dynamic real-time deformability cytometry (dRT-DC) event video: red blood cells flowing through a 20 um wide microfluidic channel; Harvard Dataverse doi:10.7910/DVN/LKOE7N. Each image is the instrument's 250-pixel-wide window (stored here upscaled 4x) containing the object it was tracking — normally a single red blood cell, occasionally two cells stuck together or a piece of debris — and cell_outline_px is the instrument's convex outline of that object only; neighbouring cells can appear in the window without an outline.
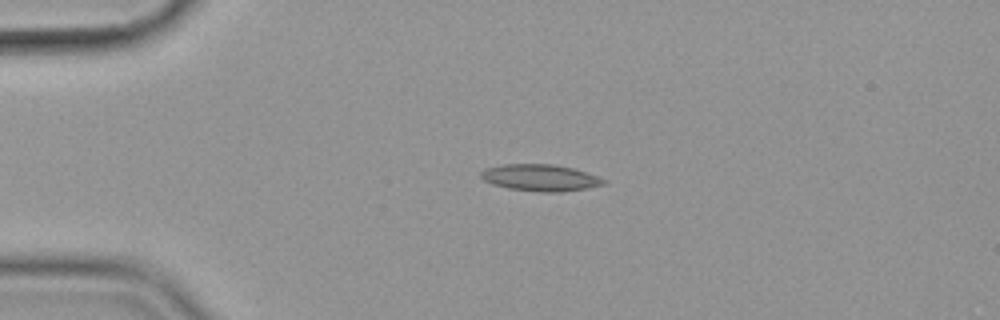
{"species": "common noctule bat (a hibernating species)", "species_latin": "Nyctalus noctula", "temperature_condition": "cold", "stored_images_in_passage": 50, "camera_frame_rate_fps": 3000, "um_per_image_px": 0.085, "animal": {"sex": "female", "body_mass_g": 19.9}, "frame": {"image": 1, "passage_image": 7, "time_ms": 2.0, "image_size_px": [1000, 320], "cell_outline_px": [[608, 184], [588, 188], [560, 192], [540, 192], [508, 188], [492, 184], [484, 180], [480, 176], [480, 172], [488, 168], [504, 164], [552, 164], [572, 168], [608, 180]], "centroid_in_image_um": [45.95, 15.11], "position_along_channel_um": 39.0, "area_um2": 19.02}}
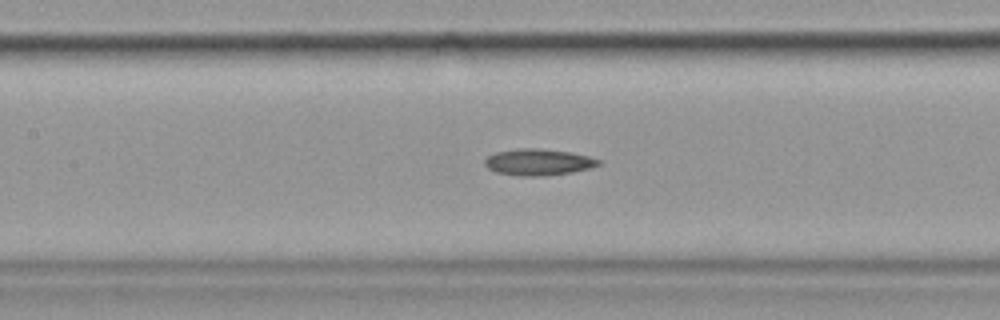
{"frame": {"image": 2, "passage_image": 20, "time_ms": 6.333, "image_size_px": [1000, 320], "cell_outline_px": [[600, 164], [592, 168], [572, 172], [544, 176], [520, 176], [496, 172], [488, 168], [484, 164], [484, 160], [488, 156], [496, 152], [516, 148], [536, 148], [572, 152], [588, 156], [600, 160]], "centroid_in_image_um": [45.76, 13.78], "position_along_channel_um": 161.6, "area_um2": 17.63}}
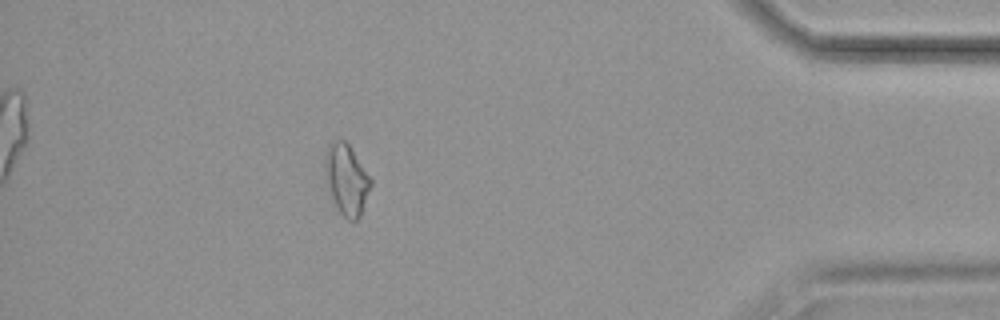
{"frame": {"image": 3, "passage_image": 44, "time_ms": 14.333, "image_size_px": [1000, 320], "cell_outline_px": [[372, 184], [360, 216], [356, 220], [348, 220], [340, 212], [332, 200], [324, 180], [324, 160], [328, 144], [336, 140], [344, 140], [348, 144], [372, 180]], "centroid_in_image_um": [29.42, 15.26], "position_along_channel_um": 405.8, "area_um2": 18.84}}